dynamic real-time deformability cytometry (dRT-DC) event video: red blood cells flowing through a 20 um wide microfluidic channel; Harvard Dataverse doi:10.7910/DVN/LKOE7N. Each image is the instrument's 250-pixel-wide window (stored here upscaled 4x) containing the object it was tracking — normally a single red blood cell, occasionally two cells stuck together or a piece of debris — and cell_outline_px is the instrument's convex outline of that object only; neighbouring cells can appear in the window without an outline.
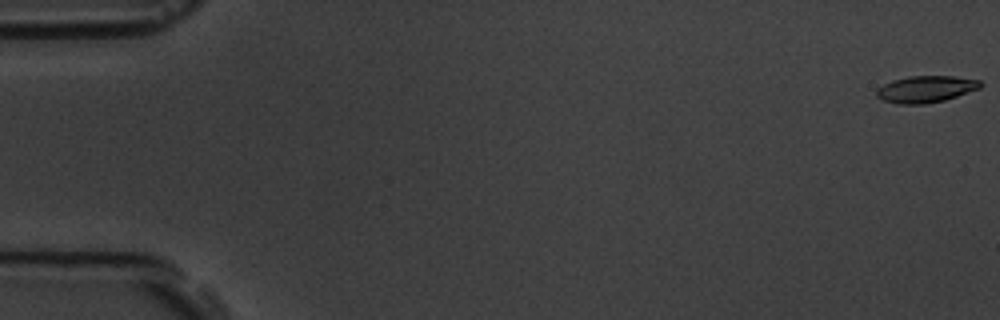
{"species": "common noctule bat (a hibernating species)", "species_latin": "Nyctalus noctula", "temperature_condition": "room temperature", "stored_images_in_passage": 17, "camera_frame_rate_fps": 3000, "um_per_image_px": 0.085, "animal": {"sex": "male", "body_mass_g": 19.5, "forearm_length_mm": 54.6}, "frame": {"image": 1, "passage_image": 1, "time_ms": 0.0, "image_size_px": [1000, 320], "cell_outline_px": [[984, 84], [980, 88], [944, 100], [924, 104], [896, 104], [884, 100], [876, 96], [876, 88], [892, 80], [908, 76], [952, 76], [980, 80]], "centroid_in_image_um": [78.68, 7.57], "position_along_channel_um": 6.3, "area_um2": 16.18}}
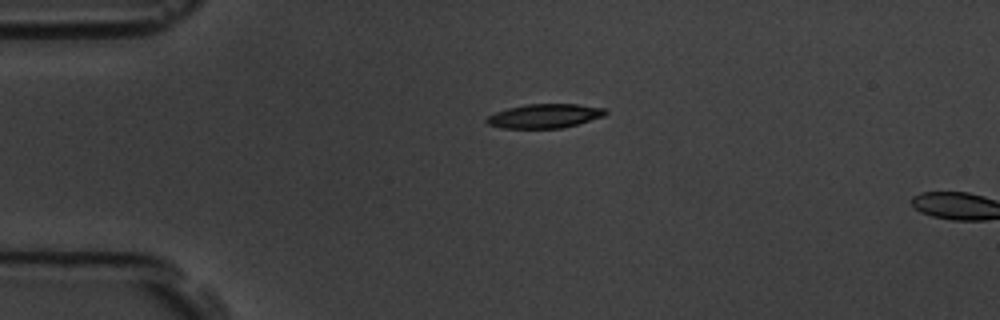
{"frame": {"image": 2, "passage_image": 14, "time_ms": 4.333, "image_size_px": [1000, 320], "cell_outline_px": [[608, 112], [604, 116], [576, 124], [560, 128], [504, 128], [488, 124], [484, 120], [488, 116], [496, 112], [508, 108], [528, 104], [576, 104], [604, 108]], "centroid_in_image_um": [46.28, 9.85], "position_along_channel_um": 38.7, "area_um2": 16.47}}